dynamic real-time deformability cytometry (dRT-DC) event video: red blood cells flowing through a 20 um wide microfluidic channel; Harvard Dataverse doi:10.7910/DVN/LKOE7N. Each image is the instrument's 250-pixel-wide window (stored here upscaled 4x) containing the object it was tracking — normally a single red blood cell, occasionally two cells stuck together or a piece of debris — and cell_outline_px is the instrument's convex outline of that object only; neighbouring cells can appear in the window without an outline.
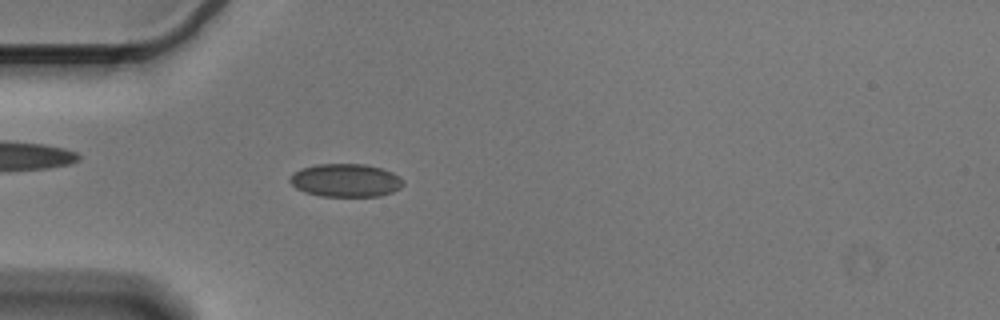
{"species": "Egyptian fruit bat (a non-hibernating species)", "species_latin": "Rousettus aegyptiacus", "temperature_condition": "cold", "stored_images_in_passage": 55, "camera_frame_rate_fps": 3000, "um_per_image_px": 0.085, "animal": {"sex": "male"}, "frame": {"image": 1, "passage_image": 15, "time_ms": 4.667, "image_size_px": [1000, 320], "cell_outline_px": [[404, 184], [400, 188], [392, 192], [380, 196], [320, 196], [304, 192], [296, 188], [288, 180], [288, 176], [292, 172], [300, 168], [316, 164], [364, 164], [380, 168], [392, 172], [400, 176], [404, 180]], "centroid_in_image_um": [29.35, 15.32], "position_along_channel_um": 55.6, "area_um2": 22.14}}
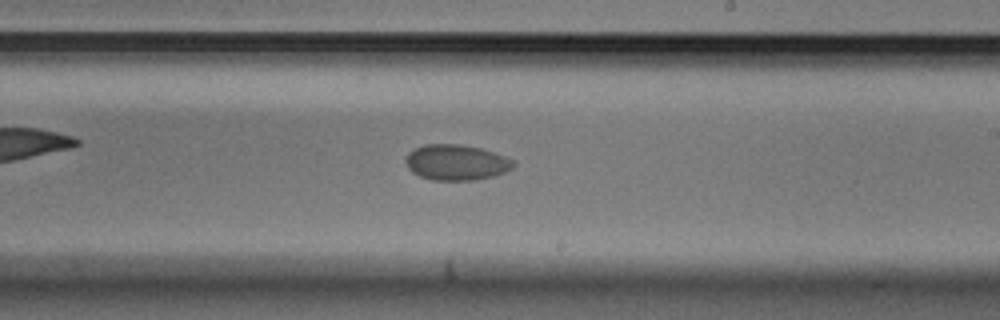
{"frame": {"image": 2, "passage_image": 32, "time_ms": 10.333, "image_size_px": [1000, 320], "cell_outline_px": [[516, 164], [512, 168], [504, 172], [492, 176], [476, 180], [432, 180], [420, 176], [412, 172], [408, 168], [404, 160], [408, 152], [424, 144], [460, 144], [480, 148], [516, 160]], "centroid_in_image_um": [38.77, 13.8], "position_along_channel_um": 250.2, "area_um2": 22.43}}
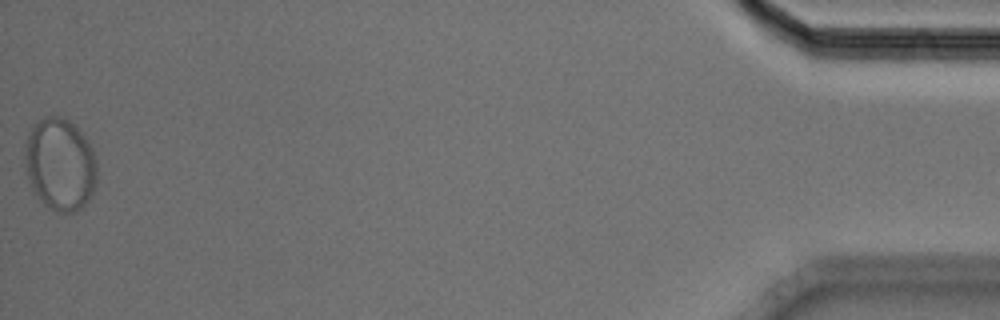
{"frame": {"image": 3, "passage_image": 55, "time_ms": 18.0, "image_size_px": [1000, 320], "cell_outline_px": [[96, 184], [92, 196], [76, 212], [56, 212], [48, 208], [32, 192], [28, 180], [24, 156], [24, 144], [28, 132], [32, 124], [44, 116], [60, 116], [68, 120], [88, 140], [92, 148], [96, 160]], "centroid_in_image_um": [5.07, 13.97], "position_along_channel_um": 430.1, "area_um2": 39.48}, "authors_computed_cell_mechanics": {"area_um2": 22.253, "velocity_mm_per_s": 3.5388, "shape_relaxation_time_tau1_ms": 5.7726, "shape_relaxation_time_tau2_ms": null, "deformation_change_tau1": 0.0595, "deformation_change_tau2": null}}